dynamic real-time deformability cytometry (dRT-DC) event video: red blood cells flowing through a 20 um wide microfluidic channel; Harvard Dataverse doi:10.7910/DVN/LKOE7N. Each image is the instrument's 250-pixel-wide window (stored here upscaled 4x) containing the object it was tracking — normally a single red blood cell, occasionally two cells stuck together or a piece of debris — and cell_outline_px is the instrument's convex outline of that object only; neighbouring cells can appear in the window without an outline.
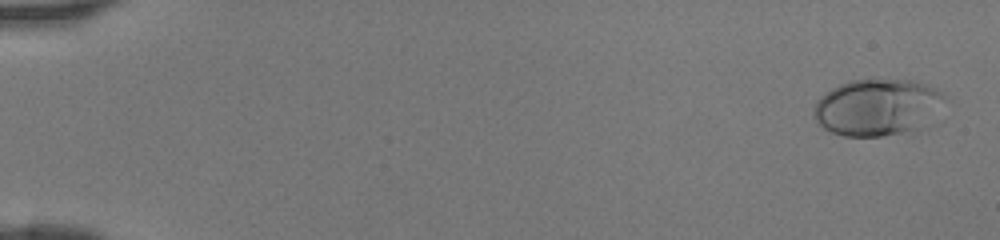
{"species": "human", "species_latin": "Homo sapiens", "temperature_condition": "room temperature", "stored_images_in_passage": 29, "camera_frame_rate_fps": 3000, "um_per_image_px": 0.085, "donor": {"sex": "female"}, "frame": {"image": 1, "passage_image": 2, "time_ms": 0.333, "image_size_px": [1000, 240], "cell_outline_px": [[944, 96], [908, 128], [900, 132], [880, 136], [844, 136], [832, 132], [824, 128], [812, 116], [812, 112], [816, 100], [820, 96], [832, 88], [840, 84], [852, 80], [912, 80], [924, 84], [940, 92]], "centroid_in_image_um": [74.27, 9.07], "position_along_channel_um": 10.7, "area_um2": 40.46}}
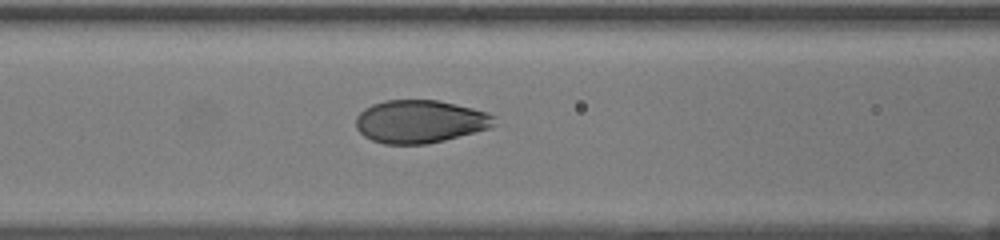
{"frame": {"image": 2, "passage_image": 21, "time_ms": 6.667, "image_size_px": [1000, 240], "cell_outline_px": [[500, 124], [488, 128], [444, 140], [428, 144], [384, 144], [372, 140], [364, 136], [356, 128], [356, 116], [364, 108], [372, 104], [384, 100], [436, 100], [472, 108], [488, 112], [496, 116]], "centroid_in_image_um": [35.72, 10.32], "position_along_channel_um": 130.9, "area_um2": 34.8}}
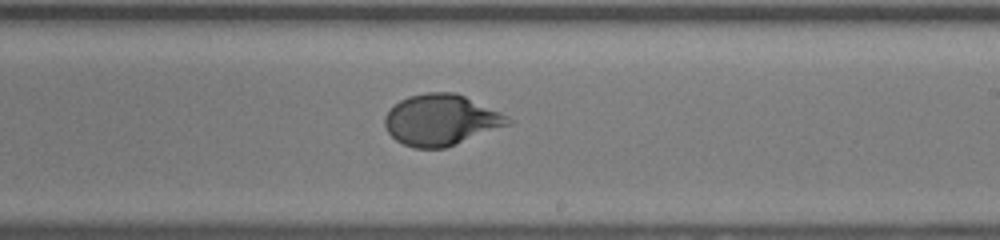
{"frame": {"image": 3, "passage_image": 29, "time_ms": 9.333, "image_size_px": [1000, 240], "cell_outline_px": [[512, 124], [444, 148], [416, 148], [404, 144], [396, 140], [388, 132], [384, 124], [384, 116], [400, 100], [408, 96], [428, 92], [456, 92], [500, 112], [508, 116], [512, 120]], "centroid_in_image_um": [37.5, 10.19], "position_along_channel_um": 251.5, "area_um2": 36.41}}